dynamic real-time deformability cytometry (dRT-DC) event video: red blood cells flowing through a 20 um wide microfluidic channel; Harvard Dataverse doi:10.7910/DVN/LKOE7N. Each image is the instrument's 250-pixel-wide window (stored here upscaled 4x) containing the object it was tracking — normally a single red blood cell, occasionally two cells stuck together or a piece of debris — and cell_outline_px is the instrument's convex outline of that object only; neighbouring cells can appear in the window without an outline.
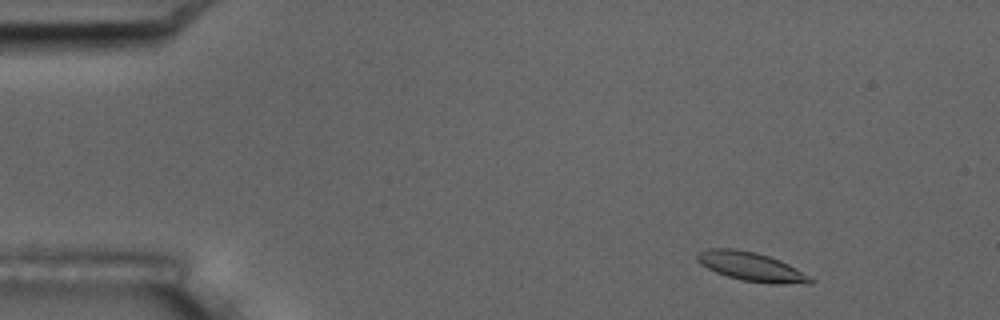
{"species": "common noctule bat (a hibernating species)", "species_latin": "Nyctalus noctula", "temperature_condition": "room temperature", "stored_images_in_passage": 4, "camera_frame_rate_fps": 3000, "um_per_image_px": 0.085, "animal": {"sex": "male", "body_mass_g": 17.5, "forearm_length_mm": 52.3}, "frame": {"image": 1, "passage_image": 2, "time_ms": 1.0, "image_size_px": [1000, 320], "cell_outline_px": [[816, 280], [812, 284], [768, 284], [740, 280], [716, 272], [700, 264], [696, 260], [696, 252], [708, 248], [736, 248], [756, 252], [780, 260], [812, 276]], "centroid_in_image_um": [63.89, 22.67], "position_along_channel_um": 21.1, "area_um2": 19.54}}
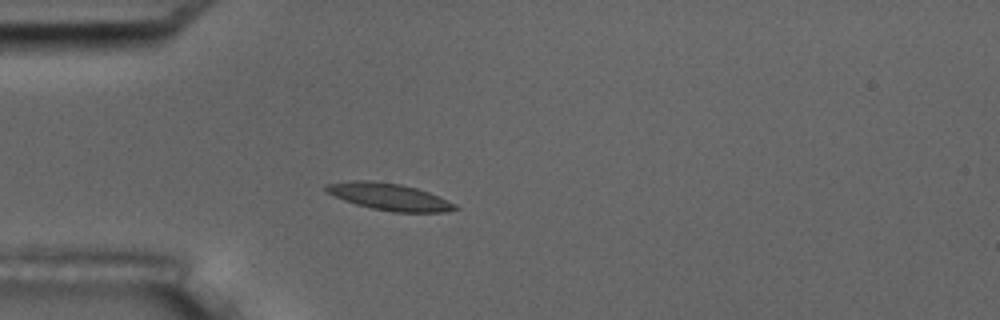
{"frame": {"image": 2, "passage_image": 4, "time_ms": 4.0, "image_size_px": [1000, 320], "cell_outline_px": [[460, 208], [444, 212], [392, 212], [372, 208], [356, 204], [344, 200], [328, 192], [324, 188], [328, 184], [352, 180], [368, 180], [400, 184], [416, 188], [428, 192], [456, 204]], "centroid_in_image_um": [33.11, 16.73], "position_along_channel_um": 51.9, "area_um2": 19.94}}